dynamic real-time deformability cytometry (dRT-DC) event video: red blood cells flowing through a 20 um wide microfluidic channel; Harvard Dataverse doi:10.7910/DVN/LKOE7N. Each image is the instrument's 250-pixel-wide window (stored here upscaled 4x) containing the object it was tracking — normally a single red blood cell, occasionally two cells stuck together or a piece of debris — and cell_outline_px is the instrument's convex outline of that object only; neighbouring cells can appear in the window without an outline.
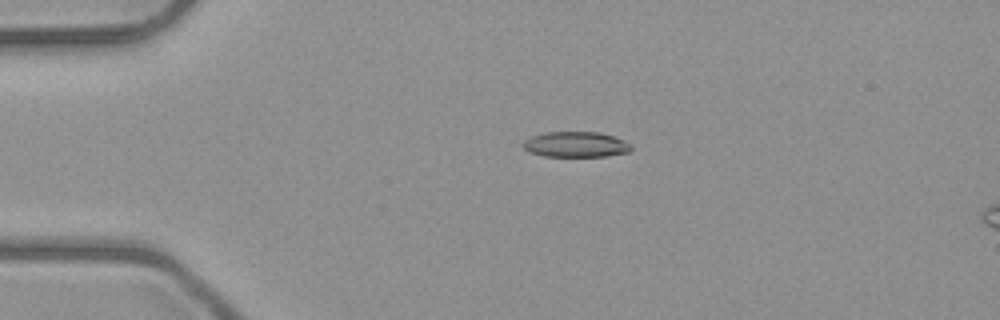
{"species": "common noctule bat (a hibernating species)", "species_latin": "Nyctalus noctula", "temperature_condition": "room temperature", "stored_images_in_passage": 3, "camera_frame_rate_fps": 3000, "um_per_image_px": 0.085, "animal": {"sex": "male", "body_mass_g": 23.1, "forearm_length_mm": 52.7}, "frame": {"image": 1, "passage_image": 1, "time_ms": 0.0, "image_size_px": [1000, 320], "cell_outline_px": [[632, 148], [628, 152], [604, 156], [544, 156], [528, 152], [520, 144], [524, 140], [532, 136], [544, 132], [600, 132], [624, 140], [632, 144]], "centroid_in_image_um": [48.91, 12.27], "position_along_channel_um": 36.1, "area_um2": 16.13}}